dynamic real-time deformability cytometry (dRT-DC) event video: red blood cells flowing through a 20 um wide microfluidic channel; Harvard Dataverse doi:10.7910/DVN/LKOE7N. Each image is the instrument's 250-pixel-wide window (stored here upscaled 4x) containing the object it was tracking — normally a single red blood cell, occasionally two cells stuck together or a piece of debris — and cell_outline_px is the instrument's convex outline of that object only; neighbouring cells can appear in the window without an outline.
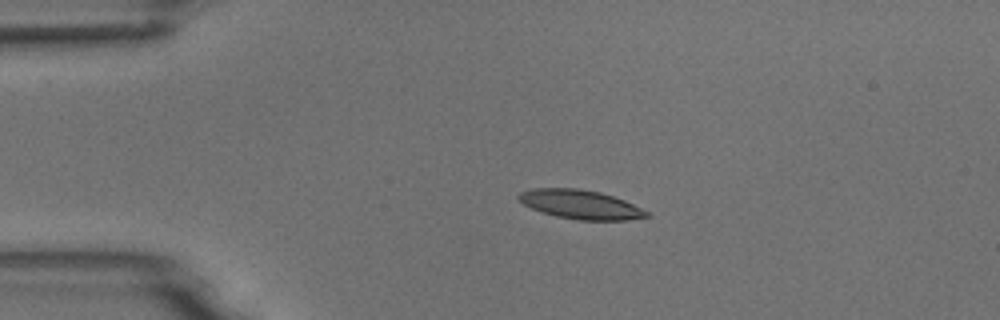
{"species": "common noctule bat (a hibernating species)", "species_latin": "Nyctalus noctula", "temperature_condition": "room temperature", "stored_images_in_passage": 5, "camera_frame_rate_fps": 3000, "um_per_image_px": 0.085, "animal": {"sex": "male", "body_mass_g": 18.8}, "frame": {"image": 1, "passage_image": 3, "time_ms": 2.333, "image_size_px": [1000, 320], "cell_outline_px": [[652, 216], [628, 220], [580, 220], [556, 216], [532, 208], [524, 204], [516, 196], [520, 192], [532, 188], [580, 188], [600, 192], [624, 200], [648, 212]], "centroid_in_image_um": [49.35, 17.37], "position_along_channel_um": 35.7, "area_um2": 21.5}}